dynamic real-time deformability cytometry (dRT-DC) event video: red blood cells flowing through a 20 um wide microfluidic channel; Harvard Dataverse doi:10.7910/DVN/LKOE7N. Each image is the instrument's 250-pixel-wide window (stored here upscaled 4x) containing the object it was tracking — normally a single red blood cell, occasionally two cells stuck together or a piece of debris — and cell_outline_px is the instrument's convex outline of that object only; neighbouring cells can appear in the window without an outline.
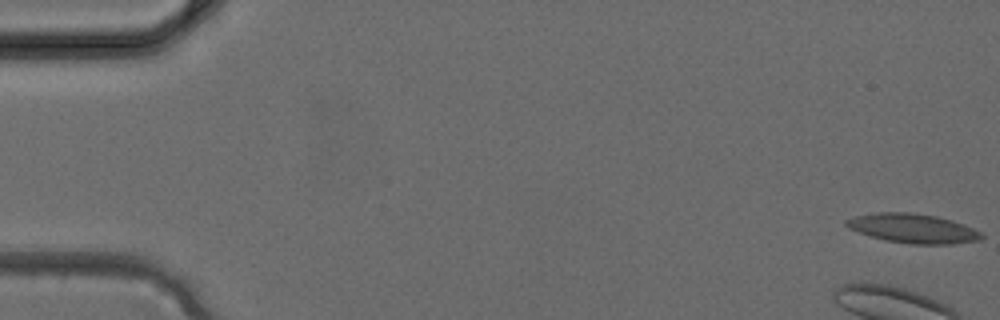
{"species": "common noctule bat (a hibernating species)", "species_latin": "Nyctalus noctula", "temperature_condition": "cold", "stored_images_in_passage": 4, "camera_frame_rate_fps": 3000, "um_per_image_px": 0.085, "animal": {"sex": "female", "body_mass_g": 24.6, "forearm_length_mm": 56.2}, "frame": {"image": 1, "passage_image": 1, "time_ms": 0.0, "image_size_px": [1000, 320], "cell_outline_px": [[984, 236], [980, 240], [952, 244], [912, 244], [884, 240], [848, 228], [844, 224], [844, 220], [856, 216], [876, 212], [912, 212], [936, 216], [952, 220], [964, 224], [980, 232]], "centroid_in_image_um": [77.6, 19.41], "position_along_channel_um": 7.4, "area_um2": 23.06}}